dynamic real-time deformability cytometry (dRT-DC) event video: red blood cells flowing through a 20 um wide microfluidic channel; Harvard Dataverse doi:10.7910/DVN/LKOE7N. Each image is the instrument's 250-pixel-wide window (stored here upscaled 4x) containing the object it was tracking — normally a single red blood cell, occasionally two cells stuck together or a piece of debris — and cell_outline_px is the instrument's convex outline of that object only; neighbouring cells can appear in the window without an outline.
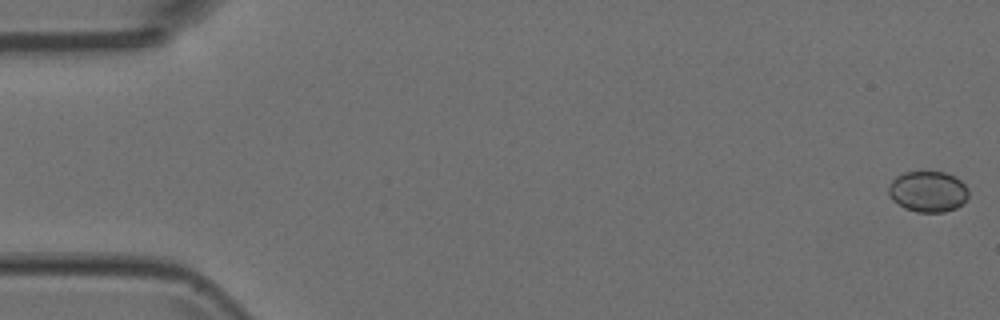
{"species": "Egyptian fruit bat (a non-hibernating species)", "species_latin": "Rousettus aegyptiacus", "temperature_condition": "room temperature", "stored_images_in_passage": 5, "camera_frame_rate_fps": 3000, "um_per_image_px": 0.085, "animal": {"sex": "female"}, "frame": {"image": 1, "passage_image": 1, "time_ms": 0.0, "image_size_px": [1000, 320], "cell_outline_px": [[968, 196], [956, 208], [944, 212], [916, 212], [904, 208], [892, 200], [888, 192], [888, 184], [896, 176], [904, 172], [920, 168], [944, 172], [956, 176], [968, 188]], "centroid_in_image_um": [78.84, 16.22], "position_along_channel_um": 6.2, "area_um2": 19.71}}
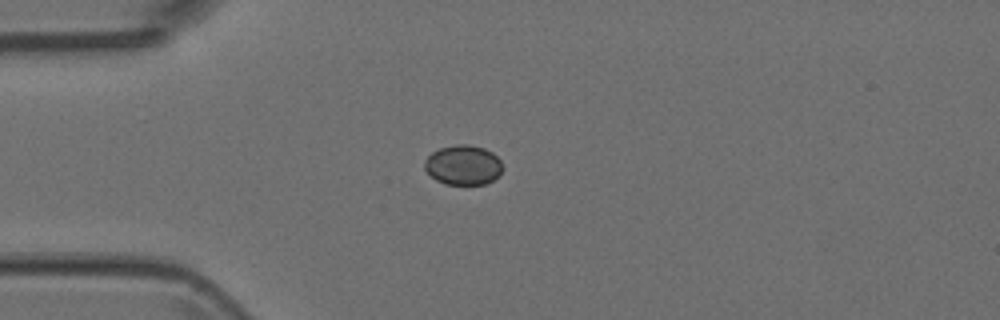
{"frame": {"image": 2, "passage_image": 4, "time_ms": 1.0, "image_size_px": [1000, 320], "cell_outline_px": [[504, 168], [500, 176], [484, 184], [444, 184], [436, 180], [424, 168], [424, 160], [432, 152], [440, 148], [456, 144], [468, 144], [484, 148], [492, 152], [500, 160]], "centroid_in_image_um": [39.39, 14.02], "position_along_channel_um": 45.6, "area_um2": 18.21}}